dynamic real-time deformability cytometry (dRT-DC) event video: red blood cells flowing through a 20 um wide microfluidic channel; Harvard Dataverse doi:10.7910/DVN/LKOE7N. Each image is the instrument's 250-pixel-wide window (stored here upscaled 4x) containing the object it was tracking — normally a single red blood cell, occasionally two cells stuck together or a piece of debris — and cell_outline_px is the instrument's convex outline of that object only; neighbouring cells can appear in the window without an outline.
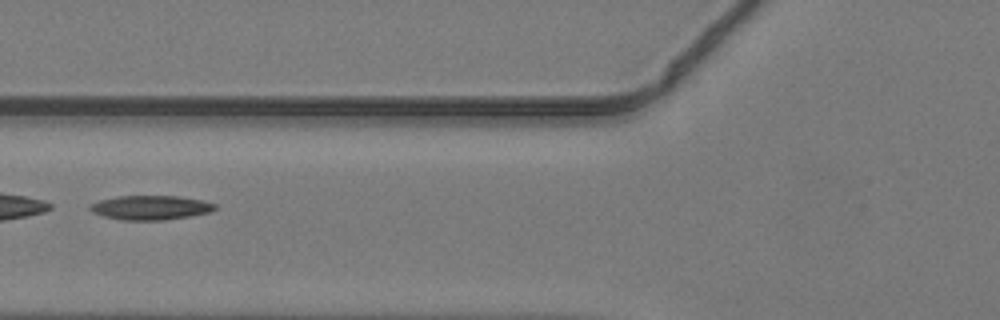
{"species": "common noctule bat (a hibernating species)", "species_latin": "Nyctalus noctula", "temperature_condition": "warm", "stored_images_in_passage": 40, "camera_frame_rate_fps": 3000, "um_per_image_px": 0.085, "animal": {"sex": "male", "body_mass_g": 19.2, "forearm_length_mm": 51.8}, "frame": {"image": 1, "passage_image": 13, "time_ms": 4.0, "image_size_px": [1000, 320], "cell_outline_px": [[216, 208], [208, 212], [188, 216], [164, 220], [120, 220], [104, 216], [92, 212], [88, 208], [88, 204], [100, 200], [120, 196], [180, 196], [200, 200], [216, 204]], "centroid_in_image_um": [12.74, 17.64], "position_along_channel_um": 113.1, "area_um2": 17.57}}
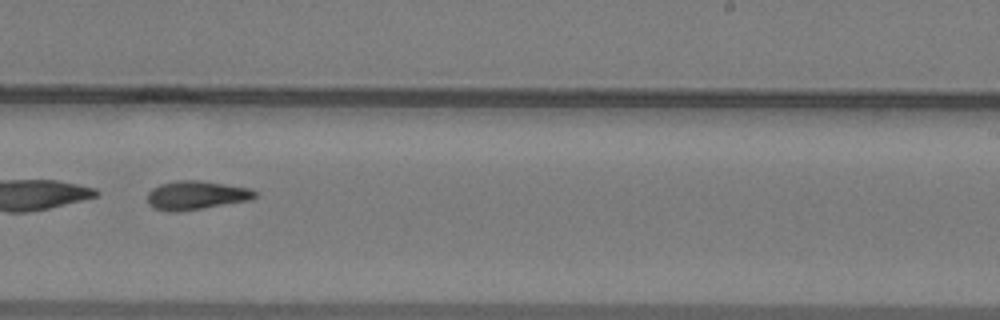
{"frame": {"image": 2, "passage_image": 24, "time_ms": 7.667, "image_size_px": [1000, 320], "cell_outline_px": [[256, 196], [252, 200], [204, 208], [176, 212], [168, 212], [156, 208], [148, 204], [148, 192], [152, 188], [160, 184], [176, 180], [200, 180], [248, 188], [256, 192]], "centroid_in_image_um": [16.66, 16.6], "position_along_channel_um": 272.3, "area_um2": 18.03}}
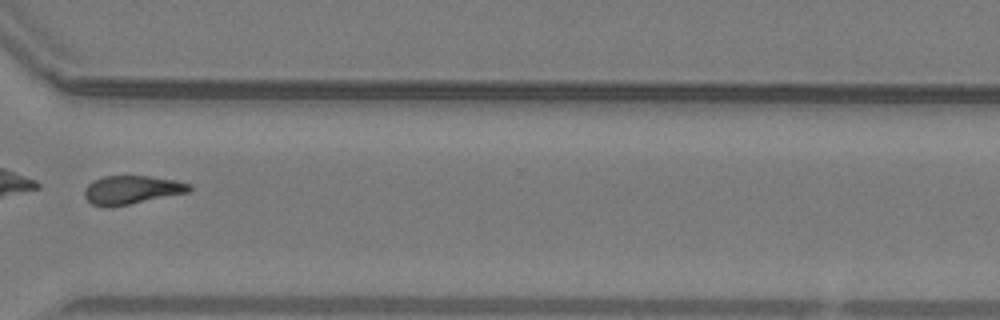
{"frame": {"image": 3, "passage_image": 30, "time_ms": 9.667, "image_size_px": [1000, 320], "cell_outline_px": [[192, 188], [188, 192], [108, 208], [104, 208], [92, 204], [84, 196], [84, 188], [92, 180], [104, 176], [152, 176], [176, 180], [192, 184]], "centroid_in_image_um": [11.16, 16.13], "position_along_channel_um": 359.4, "area_um2": 17.51}}